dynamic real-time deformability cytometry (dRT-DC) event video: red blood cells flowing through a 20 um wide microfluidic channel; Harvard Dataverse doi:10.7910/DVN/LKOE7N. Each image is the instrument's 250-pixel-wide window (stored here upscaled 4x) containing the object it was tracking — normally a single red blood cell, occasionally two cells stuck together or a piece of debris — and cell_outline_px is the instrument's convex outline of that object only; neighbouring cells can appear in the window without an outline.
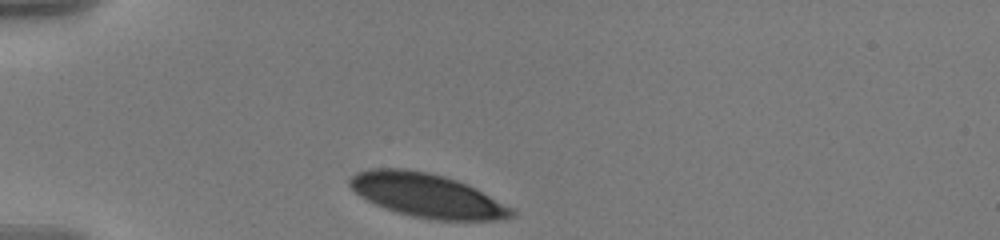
{"species": "human", "species_latin": "Homo sapiens", "temperature_condition": "warm", "stored_images_in_passage": 35, "camera_frame_rate_fps": 3000, "um_per_image_px": 0.085, "donor": {"sex": "male"}, "frame": {"image": 1, "passage_image": 1, "time_ms": 0.0, "image_size_px": [1000, 240], "cell_outline_px": [[516, 216], [496, 220], [436, 220], [412, 216], [376, 204], [360, 196], [348, 184], [348, 180], [356, 172], [372, 168], [404, 168], [428, 172], [444, 176], [468, 184], [512, 208], [516, 212]], "centroid_in_image_um": [36.31, 16.6], "position_along_channel_um": 48.7, "area_um2": 41.04}}
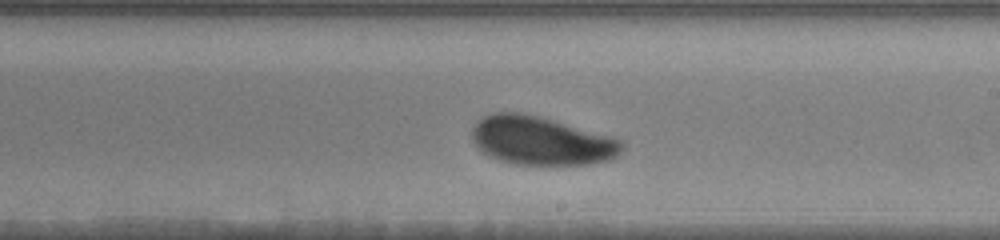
{"frame": {"image": 2, "passage_image": 20, "time_ms": 6.333, "image_size_px": [1000, 240], "cell_outline_px": [[624, 144], [620, 152], [616, 156], [608, 160], [588, 164], [516, 164], [500, 160], [488, 156], [476, 148], [472, 140], [472, 128], [476, 120], [480, 116], [492, 112], [524, 112], [608, 136], [620, 140]], "centroid_in_image_um": [45.9, 11.95], "position_along_channel_um": 243.1, "area_um2": 42.25}}
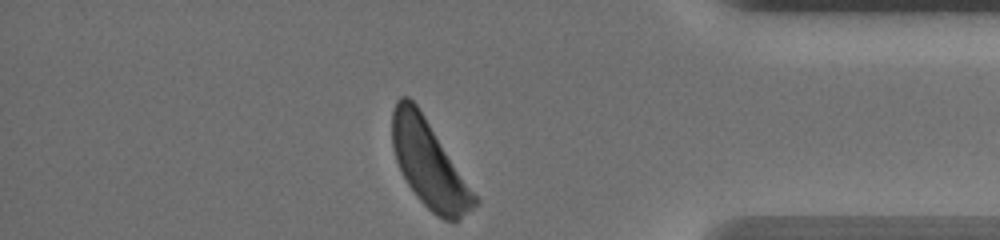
{"frame": {"image": 3, "passage_image": 35, "time_ms": 11.333, "image_size_px": [1000, 240], "cell_outline_px": [[480, 200], [472, 208], [456, 220], [444, 220], [432, 212], [416, 196], [408, 184], [396, 160], [392, 148], [392, 112], [396, 100], [400, 96], [408, 96], [416, 104]], "centroid_in_image_um": [36.44, 13.92], "position_along_channel_um": 398.8, "area_um2": 40.75}, "authors_computed_cell_mechanics": {"area_um2": 42.8298, "velocity_mm_per_s": 3.5145, "shape_relaxation_time_tau1_ms": 2.1473, "shape_relaxation_time_tau2_ms": null, "deformation_change_tau1": 0.104, "deformation_change_tau2": null}}